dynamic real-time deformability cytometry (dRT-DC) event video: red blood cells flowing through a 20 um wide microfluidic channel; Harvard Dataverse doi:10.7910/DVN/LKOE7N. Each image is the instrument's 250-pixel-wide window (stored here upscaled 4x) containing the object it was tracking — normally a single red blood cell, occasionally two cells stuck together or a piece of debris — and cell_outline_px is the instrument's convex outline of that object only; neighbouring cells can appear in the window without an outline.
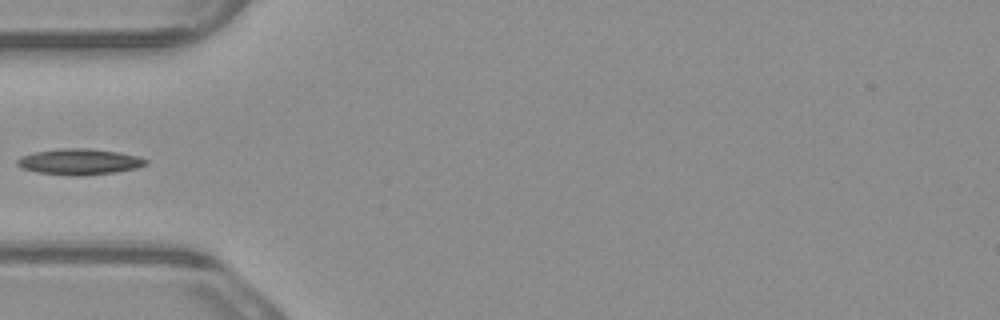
{"species": "common noctule bat (a hibernating species)", "species_latin": "Nyctalus noctula", "temperature_condition": "warm", "stored_images_in_passage": 4, "camera_frame_rate_fps": 3000, "um_per_image_px": 0.085, "animal": {"sex": "male", "body_mass_g": 23.1, "forearm_length_mm": 52.7}, "frame": {"image": 1, "passage_image": 4, "time_ms": 1.0, "image_size_px": [1000, 320], "cell_outline_px": [[148, 164], [136, 168], [116, 172], [80, 176], [72, 176], [36, 172], [24, 168], [16, 164], [16, 160], [20, 156], [36, 152], [60, 148], [84, 148], [116, 152], [136, 156], [148, 160]], "centroid_in_image_um": [6.73, 13.75], "position_along_channel_um": 78.3, "area_um2": 19.31}}